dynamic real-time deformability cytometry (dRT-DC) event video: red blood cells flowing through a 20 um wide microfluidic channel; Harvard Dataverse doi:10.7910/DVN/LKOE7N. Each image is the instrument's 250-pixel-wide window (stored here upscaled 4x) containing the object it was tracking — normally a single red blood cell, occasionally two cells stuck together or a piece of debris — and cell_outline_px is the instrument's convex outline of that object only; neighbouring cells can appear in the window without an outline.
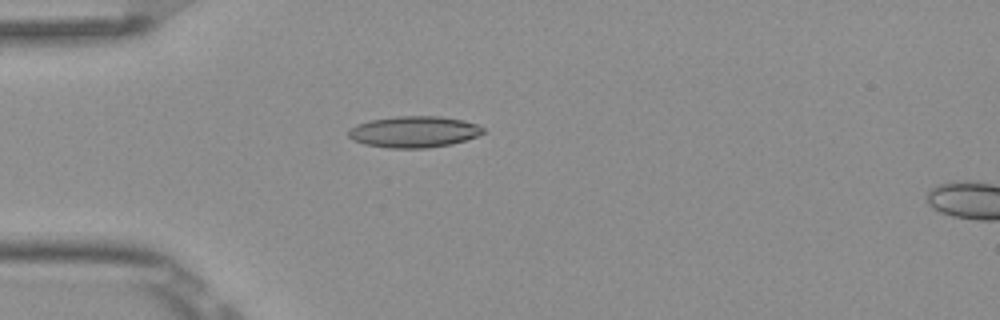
{"species": "Egyptian fruit bat (a non-hibernating species)", "species_latin": "Rousettus aegyptiacus", "temperature_condition": "room temperature", "stored_images_in_passage": 6, "camera_frame_rate_fps": 3000, "um_per_image_px": 0.085, "frame": {"image": 1, "passage_image": 5, "time_ms": 1.333, "image_size_px": [1000, 320], "cell_outline_px": [[484, 132], [476, 136], [452, 144], [428, 148], [388, 148], [364, 144], [352, 140], [348, 136], [348, 132], [356, 124], [372, 120], [396, 116], [440, 116], [464, 120], [476, 124], [484, 128]], "centroid_in_image_um": [35.18, 11.2], "position_along_channel_um": 49.8, "area_um2": 24.57}}